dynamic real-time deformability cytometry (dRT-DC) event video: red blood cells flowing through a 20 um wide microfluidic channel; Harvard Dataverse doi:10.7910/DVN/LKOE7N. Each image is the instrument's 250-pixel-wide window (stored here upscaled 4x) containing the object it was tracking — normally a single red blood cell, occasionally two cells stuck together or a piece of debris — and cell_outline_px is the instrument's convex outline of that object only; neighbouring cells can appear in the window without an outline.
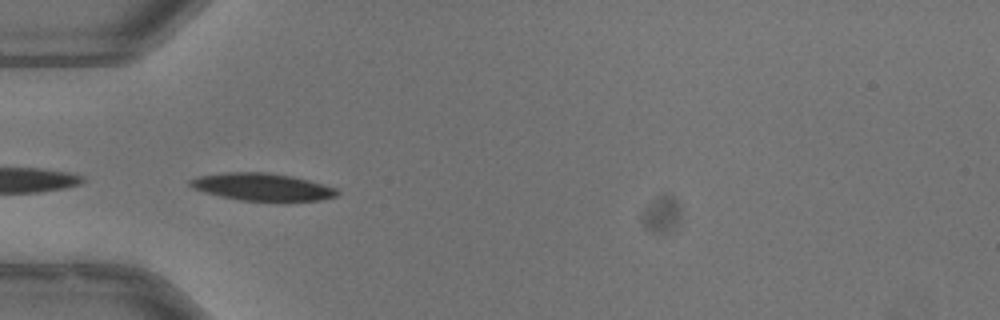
{"species": "common noctule bat (a hibernating species)", "species_latin": "Nyctalus noctula", "temperature_condition": "warm", "stored_images_in_passage": 7, "camera_frame_rate_fps": 3000, "um_per_image_px": 0.085, "animal": {"sex": "male", "body_mass_g": 13.3}, "frame": {"image": 1, "passage_image": 1, "time_ms": 0.0, "image_size_px": [1000, 320], "cell_outline_px": [[340, 192], [336, 196], [320, 200], [240, 200], [220, 196], [204, 192], [192, 188], [188, 184], [188, 180], [196, 176], [224, 172], [268, 172], [292, 176], [308, 180], [336, 188]], "centroid_in_image_um": [22.22, 15.87], "position_along_channel_um": 62.8, "area_um2": 23.35}}
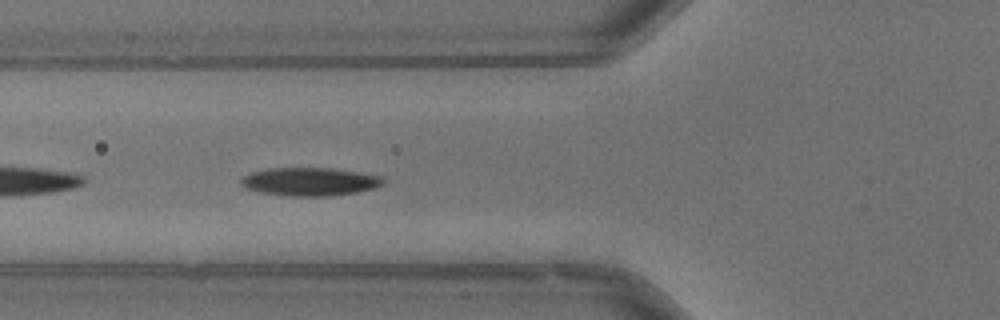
{"frame": {"image": 2, "passage_image": 4, "time_ms": 1.0, "image_size_px": [1000, 320], "cell_outline_px": [[384, 184], [376, 188], [356, 192], [328, 196], [288, 196], [260, 192], [244, 188], [240, 184], [240, 180], [248, 172], [268, 168], [332, 168], [380, 176], [384, 180]], "centroid_in_image_um": [26.28, 15.44], "position_along_channel_um": 99.5, "area_um2": 23.47}}